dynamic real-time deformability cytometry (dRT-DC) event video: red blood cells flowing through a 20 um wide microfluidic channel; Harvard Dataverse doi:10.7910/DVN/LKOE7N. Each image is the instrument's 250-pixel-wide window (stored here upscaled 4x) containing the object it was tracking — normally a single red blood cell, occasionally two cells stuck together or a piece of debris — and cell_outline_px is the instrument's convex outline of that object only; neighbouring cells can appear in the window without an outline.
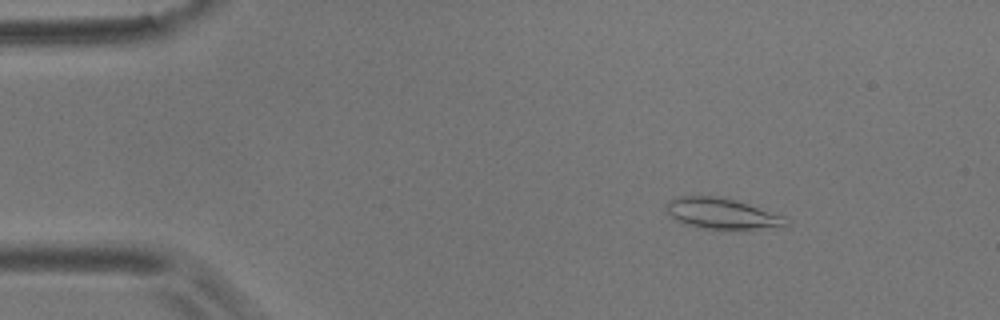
{"species": "common noctule bat (a hibernating species)", "species_latin": "Nyctalus noctula", "temperature_condition": "room temperature", "stored_images_in_passage": 56, "camera_frame_rate_fps": 3000, "um_per_image_px": 0.085, "animal": {"sex": "male", "body_mass_g": 17.9}, "frame": {"image": 1, "passage_image": 7, "time_ms": 2.0, "image_size_px": [1000, 320], "cell_outline_px": [[788, 228], [704, 228], [688, 224], [676, 220], [668, 212], [664, 204], [668, 200], [676, 196], [716, 196], [736, 200], [784, 216], [788, 224]], "centroid_in_image_um": [61.36, 18.13], "position_along_channel_um": 23.6, "area_um2": 21.21}}
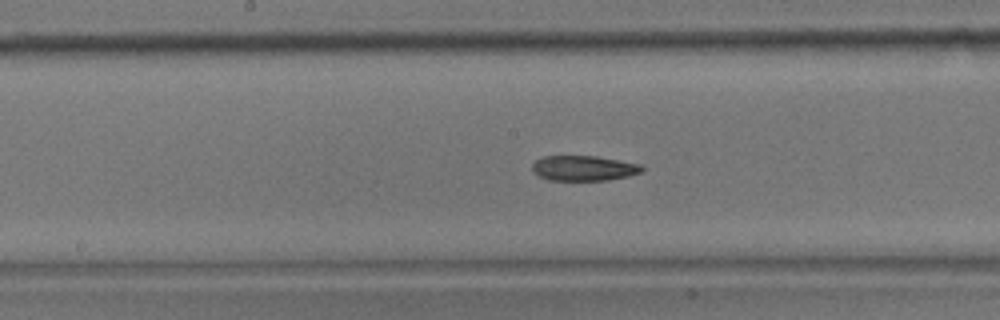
{"frame": {"image": 2, "passage_image": 28, "time_ms": 9.0, "image_size_px": [1000, 320], "cell_outline_px": [[644, 168], [640, 172], [628, 176], [608, 180], [548, 180], [532, 172], [532, 164], [536, 160], [544, 156], [596, 156], [640, 164]], "centroid_in_image_um": [49.59, 14.29], "position_along_channel_um": 198.6, "area_um2": 16.01}}
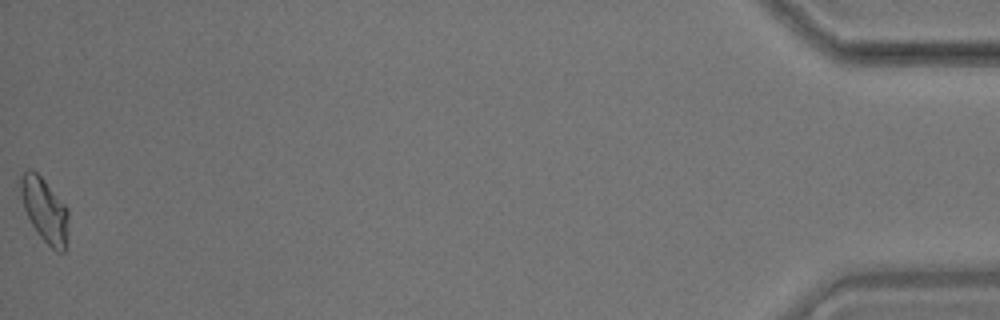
{"frame": {"image": 3, "passage_image": 56, "time_ms": 18.333, "image_size_px": [1000, 320], "cell_outline_px": [[68, 232], [64, 252], [56, 252], [40, 236], [32, 224], [24, 208], [20, 192], [20, 176], [28, 168], [32, 168], [44, 180], [68, 208]], "centroid_in_image_um": [3.8, 17.84], "position_along_channel_um": 431.4, "area_um2": 17.8}, "authors_computed_cell_mechanics": {"area_um2": 17.2533, "velocity_mm_per_s": 3.5285, "shape_relaxation_time_tau1_ms": 7.275, "shape_relaxation_time_tau2_ms": 4.67, "deformation_change_tau1": 0.1414, "deformation_change_tau2": 0.0961}}